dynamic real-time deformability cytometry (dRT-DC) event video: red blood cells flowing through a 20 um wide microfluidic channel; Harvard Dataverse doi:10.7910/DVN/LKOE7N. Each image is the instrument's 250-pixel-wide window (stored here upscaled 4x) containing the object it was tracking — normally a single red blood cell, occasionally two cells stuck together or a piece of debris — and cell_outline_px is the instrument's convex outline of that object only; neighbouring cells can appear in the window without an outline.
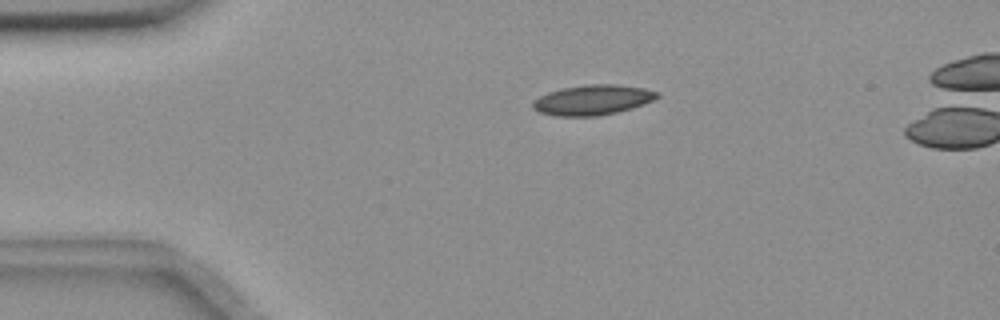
{"species": "common noctule bat (a hibernating species)", "species_latin": "Nyctalus noctula", "temperature_condition": "room temperature", "stored_images_in_passage": 45, "camera_frame_rate_fps": 3000, "um_per_image_px": 0.085, "animal": {"sex": "female", "body_mass_g": 18.4}, "frame": {"image": 1, "passage_image": 1, "time_ms": 0.0, "image_size_px": [1000, 320], "cell_outline_px": [[660, 96], [644, 104], [632, 108], [616, 112], [596, 116], [556, 116], [540, 112], [532, 108], [532, 104], [540, 96], [548, 92], [564, 88], [584, 84], [616, 84], [644, 88], [660, 92]], "centroid_in_image_um": [50.4, 8.49], "position_along_channel_um": 34.6, "area_um2": 21.73}}
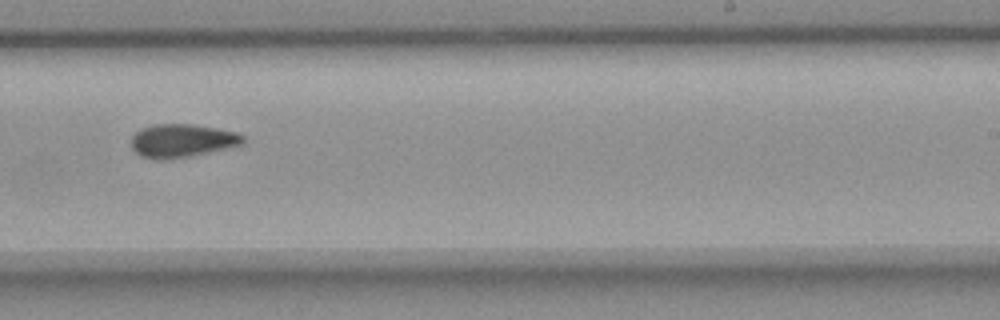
{"frame": {"image": 2, "passage_image": 24, "time_ms": 7.667, "image_size_px": [1000, 320], "cell_outline_px": [[244, 144], [228, 148], [192, 156], [168, 160], [156, 160], [140, 156], [132, 148], [132, 136], [140, 128], [156, 124], [192, 124], [216, 128], [236, 132], [244, 136]], "centroid_in_image_um": [15.47, 11.97], "position_along_channel_um": 273.5, "area_um2": 21.91}}
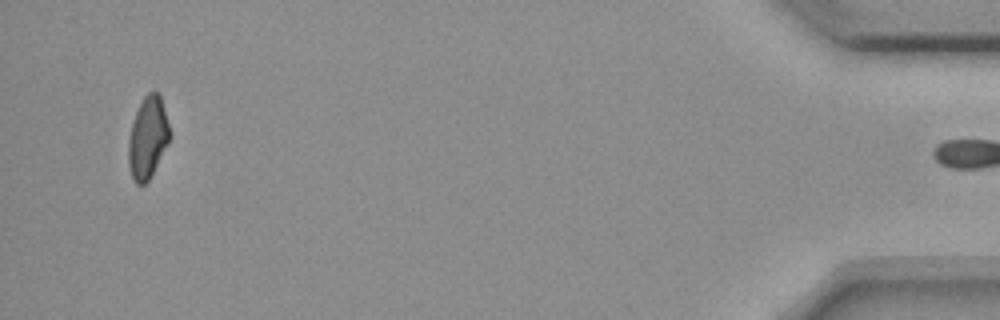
{"frame": {"image": 3, "passage_image": 43, "time_ms": 14.0, "image_size_px": [1000, 320], "cell_outline_px": [[168, 144], [148, 180], [144, 184], [136, 184], [132, 176], [128, 164], [128, 140], [132, 124], [136, 112], [144, 96], [152, 88], [160, 92], [168, 124]], "centroid_in_image_um": [12.54, 11.65], "position_along_channel_um": 422.7, "area_um2": 19.42}, "authors_computed_cell_mechanics": {"area_um2": 21.2704, "velocity_mm_per_s": 3.65, "shape_relaxation_time_tau1_ms": 9.5937, "shape_relaxation_time_tau2_ms": null, "deformation_change_tau1": 0.1724, "deformation_change_tau2": null}}